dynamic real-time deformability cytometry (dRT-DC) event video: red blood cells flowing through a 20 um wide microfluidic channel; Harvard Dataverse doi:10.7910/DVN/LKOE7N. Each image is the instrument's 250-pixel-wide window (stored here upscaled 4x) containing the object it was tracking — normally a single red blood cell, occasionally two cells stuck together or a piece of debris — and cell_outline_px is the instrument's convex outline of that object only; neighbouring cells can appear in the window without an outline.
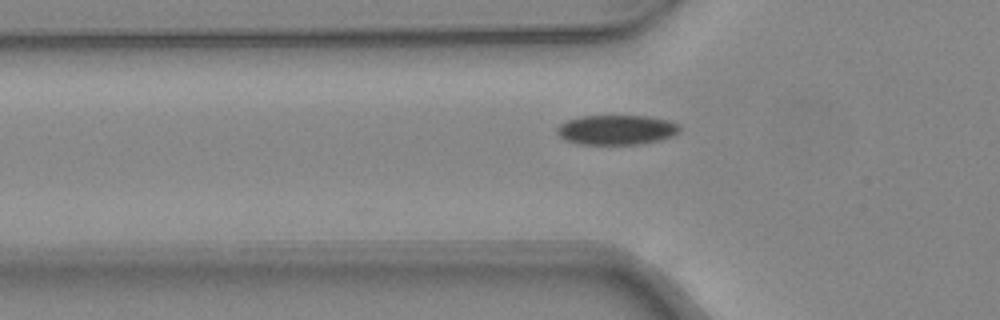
{"species": "common noctule bat (a hibernating species)", "species_latin": "Nyctalus noctula", "temperature_condition": "warm", "stored_images_in_passage": 34, "camera_frame_rate_fps": 3000, "um_per_image_px": 0.085, "animal": {"sex": "female", "body_mass_g": 24.6, "forearm_length_mm": 56.2}, "frame": {"image": 1, "passage_image": 3, "time_ms": 0.667, "image_size_px": [1000, 320], "cell_outline_px": [[680, 132], [672, 136], [660, 140], [640, 144], [580, 144], [564, 140], [556, 132], [556, 128], [560, 124], [568, 120], [580, 116], [648, 116], [668, 120], [680, 124]], "centroid_in_image_um": [52.42, 11.03], "position_along_channel_um": 73.4, "area_um2": 21.39}}
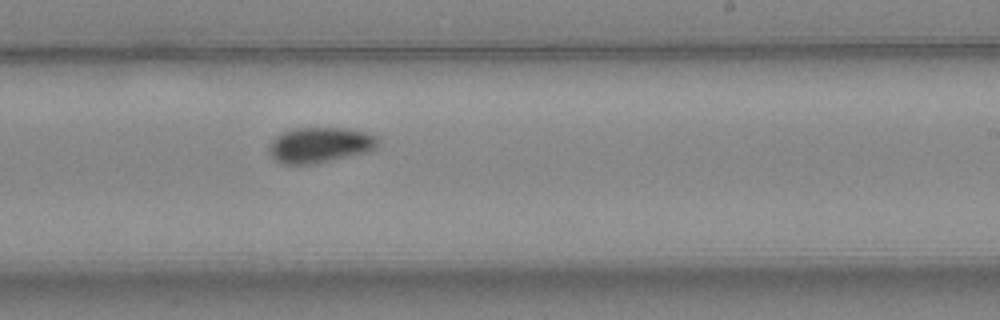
{"frame": {"image": 2, "passage_image": 16, "time_ms": 5.0, "image_size_px": [1000, 320], "cell_outline_px": [[380, 140], [376, 148], [368, 152], [316, 164], [280, 164], [272, 160], [268, 152], [268, 148], [272, 140], [276, 136], [292, 128], [344, 128], [364, 132], [376, 136]], "centroid_in_image_um": [27.16, 12.34], "position_along_channel_um": 261.8, "area_um2": 22.83}}
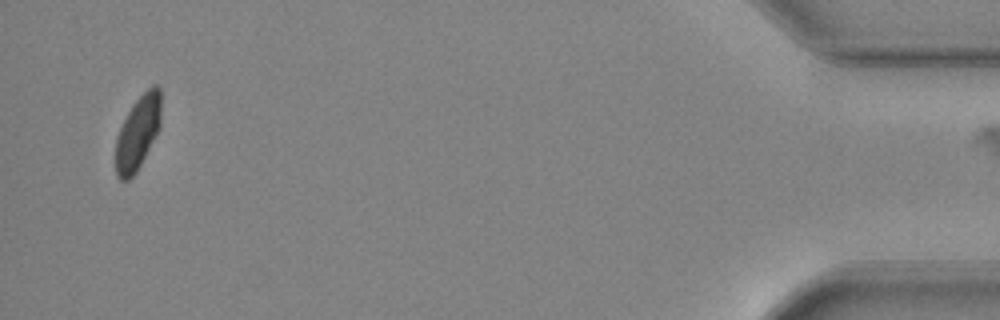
{"frame": {"image": 3, "passage_image": 33, "time_ms": 10.667, "image_size_px": [1000, 320], "cell_outline_px": [[160, 128], [136, 172], [128, 180], [120, 180], [116, 176], [116, 136], [128, 112], [136, 100], [152, 84], [156, 84], [160, 88]], "centroid_in_image_um": [11.71, 11.28], "position_along_channel_um": 423.5, "area_um2": 19.31}, "authors_computed_cell_mechanics": {"area_um2": 21.8773, "velocity_mm_per_s": 4.3326, "shape_relaxation_time_tau1_ms": 4.1079, "shape_relaxation_time_tau2_ms": null, "deformation_change_tau1": 0.1196, "deformation_change_tau2": null}}